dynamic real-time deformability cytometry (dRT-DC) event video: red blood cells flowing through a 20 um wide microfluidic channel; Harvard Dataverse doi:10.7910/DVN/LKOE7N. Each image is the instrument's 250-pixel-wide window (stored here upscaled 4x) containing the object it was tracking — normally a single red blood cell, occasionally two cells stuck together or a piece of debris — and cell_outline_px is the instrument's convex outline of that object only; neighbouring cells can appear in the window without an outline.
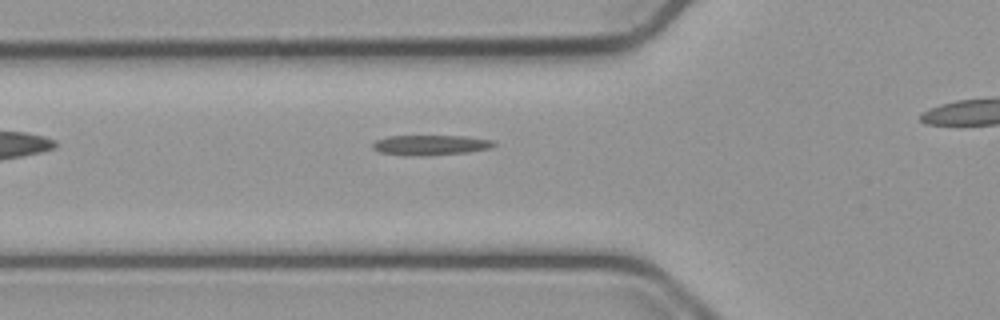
{"species": "common noctule bat (a hibernating species)", "species_latin": "Nyctalus noctula", "temperature_condition": "cold", "stored_images_in_passage": 29, "camera_frame_rate_fps": 3000, "um_per_image_px": 0.085, "animal": {"sex": "male", "body_mass_g": 23.1, "forearm_length_mm": 52.7}, "frame": {"image": 1, "passage_image": 2, "time_ms": 0.333, "image_size_px": [1000, 320], "cell_outline_px": [[496, 144], [492, 148], [468, 152], [428, 156], [420, 156], [380, 152], [372, 148], [372, 144], [376, 140], [388, 136], [464, 136], [496, 140]], "centroid_in_image_um": [36.66, 12.32], "position_along_channel_um": 89.1, "area_um2": 14.28}}
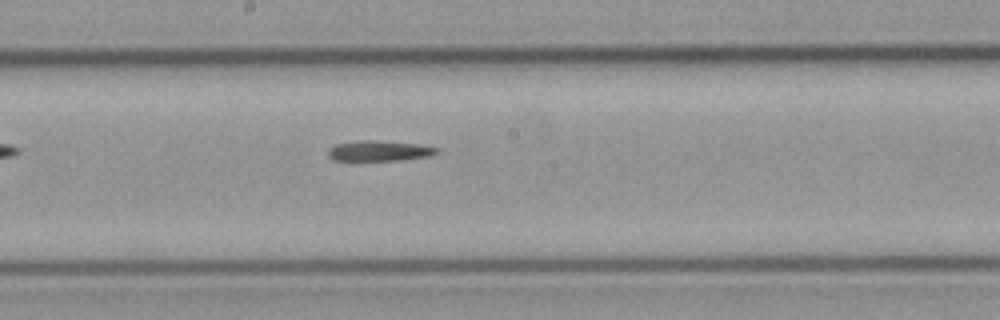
{"frame": {"image": 2, "passage_image": 12, "time_ms": 3.667, "image_size_px": [1000, 320], "cell_outline_px": [[440, 152], [432, 156], [400, 160], [332, 160], [328, 156], [328, 148], [336, 144], [360, 140], [372, 140], [420, 144], [440, 148]], "centroid_in_image_um": [32.28, 12.82], "position_along_channel_um": 215.9, "area_um2": 13.06}}
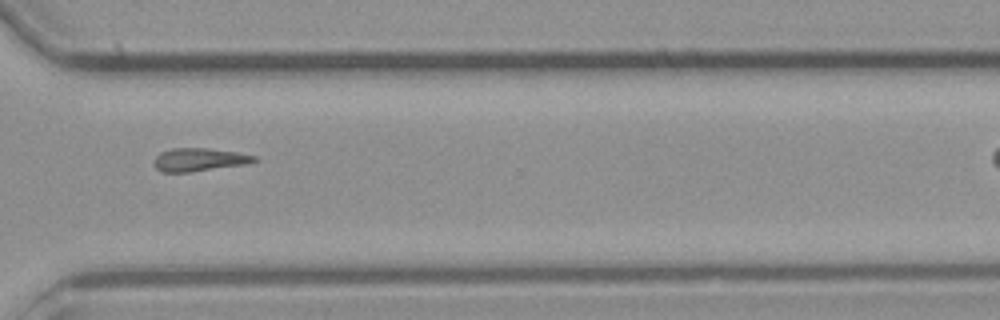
{"frame": {"image": 3, "passage_image": 23, "time_ms": 7.333, "image_size_px": [1000, 320], "cell_outline_px": [[256, 160], [244, 164], [188, 172], [160, 172], [152, 164], [152, 160], [160, 152], [172, 148], [208, 148], [236, 152], [256, 156]], "centroid_in_image_um": [16.83, 13.56], "position_along_channel_um": 353.8, "area_um2": 13.41}}